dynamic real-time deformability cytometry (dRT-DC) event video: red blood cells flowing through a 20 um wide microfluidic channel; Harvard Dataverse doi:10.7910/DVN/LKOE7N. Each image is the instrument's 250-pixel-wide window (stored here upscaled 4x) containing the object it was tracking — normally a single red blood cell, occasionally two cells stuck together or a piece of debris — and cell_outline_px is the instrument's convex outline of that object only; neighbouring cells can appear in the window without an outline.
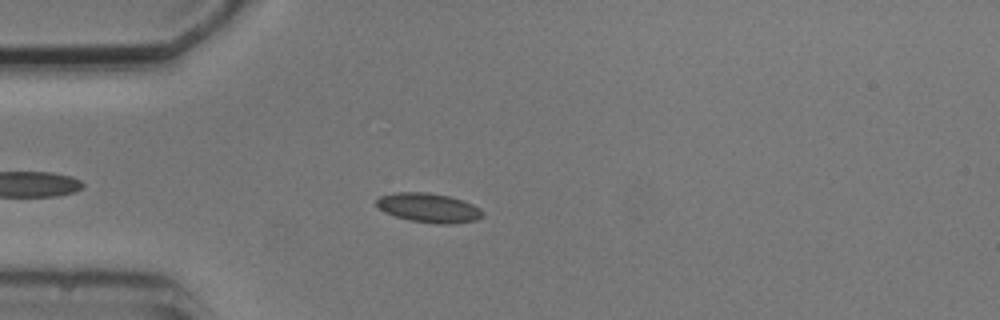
{"species": "common noctule bat (a hibernating species)", "species_latin": "Nyctalus noctula", "temperature_condition": "cold", "stored_images_in_passage": 6, "camera_frame_rate_fps": 3000, "um_per_image_px": 0.085, "animal": {"sex": "male", "body_mass_g": 20.5, "forearm_length_mm": 52.5}, "frame": {"image": 1, "passage_image": 6, "time_ms": 6.0, "image_size_px": [1000, 320], "cell_outline_px": [[484, 216], [476, 220], [452, 224], [440, 224], [408, 220], [384, 212], [376, 204], [376, 200], [380, 196], [396, 192], [428, 192], [448, 196], [464, 200], [480, 208], [484, 212]], "centroid_in_image_um": [36.47, 17.66], "position_along_channel_um": 48.5, "area_um2": 18.21}}